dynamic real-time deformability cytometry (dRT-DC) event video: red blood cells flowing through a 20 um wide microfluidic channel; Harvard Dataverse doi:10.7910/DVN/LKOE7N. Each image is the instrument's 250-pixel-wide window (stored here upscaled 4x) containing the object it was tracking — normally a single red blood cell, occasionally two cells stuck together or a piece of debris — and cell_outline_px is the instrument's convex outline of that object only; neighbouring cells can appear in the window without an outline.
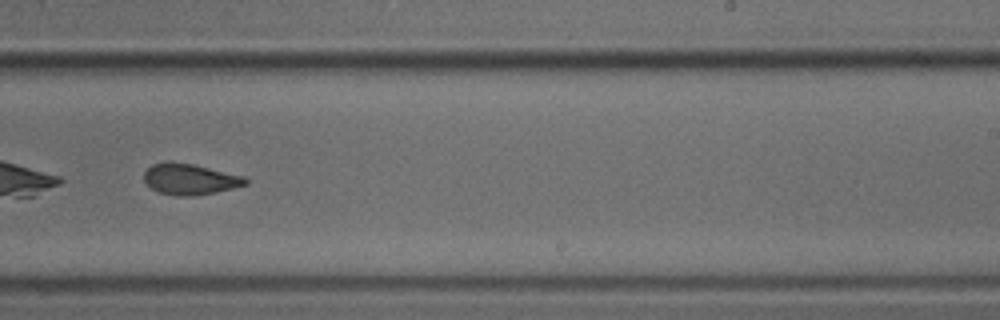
{"species": "common noctule bat (a hibernating species)", "species_latin": "Nyctalus noctula", "temperature_condition": "cold", "stored_images_in_passage": 47, "camera_frame_rate_fps": 3000, "um_per_image_px": 0.085, "animal": {"sex": "male", "body_mass_g": 18.8}, "frame": {"image": 1, "passage_image": 32, "time_ms": 10.333, "image_size_px": [1000, 320], "cell_outline_px": [[248, 184], [232, 188], [192, 196], [176, 196], [160, 192], [152, 188], [144, 180], [144, 172], [152, 164], [168, 160], [192, 164], [244, 176], [248, 180]], "centroid_in_image_um": [16.12, 15.21], "position_along_channel_um": 272.9, "area_um2": 18.15}}